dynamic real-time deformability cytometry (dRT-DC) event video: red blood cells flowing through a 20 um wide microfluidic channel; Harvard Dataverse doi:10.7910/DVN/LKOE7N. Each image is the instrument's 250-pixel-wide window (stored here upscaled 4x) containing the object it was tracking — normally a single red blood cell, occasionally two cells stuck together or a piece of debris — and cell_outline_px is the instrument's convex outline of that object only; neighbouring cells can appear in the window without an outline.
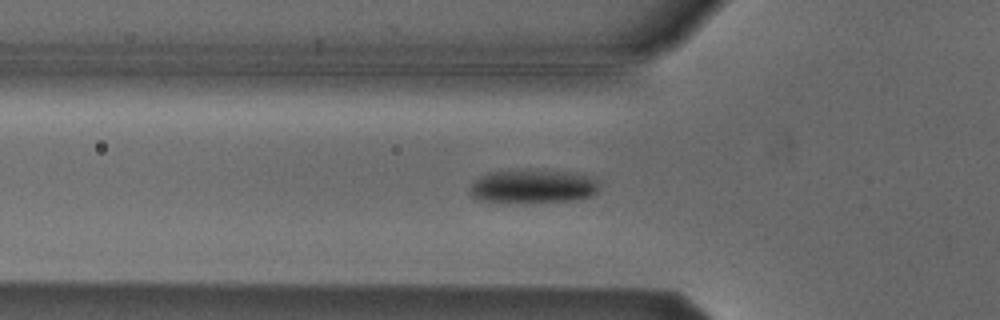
{"species": "Egyptian fruit bat (a non-hibernating species)", "species_latin": "Rousettus aegyptiacus", "temperature_condition": "cold", "stored_images_in_passage": 36, "camera_frame_rate_fps": 3000, "um_per_image_px": 0.085, "animal": {"sex": "male"}, "frame": {"image": 1, "passage_image": 4, "time_ms": 1.0, "image_size_px": [1000, 320], "cell_outline_px": [[600, 188], [592, 196], [580, 200], [500, 204], [480, 200], [472, 196], [468, 192], [468, 188], [480, 176], [488, 172], [584, 172], [596, 180], [600, 184]], "centroid_in_image_um": [45.32, 15.9], "position_along_channel_um": 80.5, "area_um2": 25.61}}
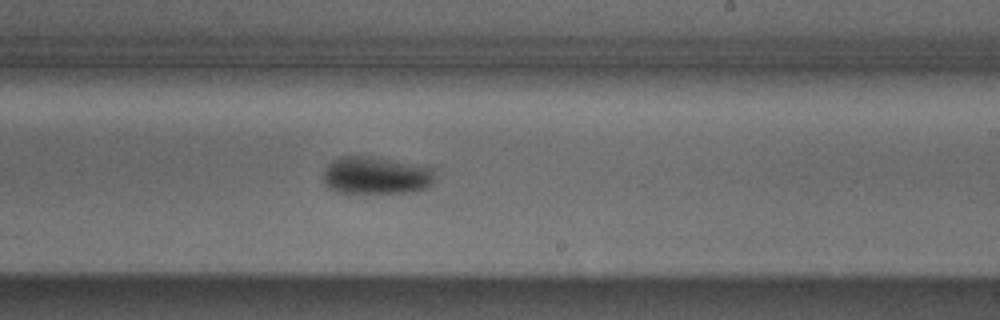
{"frame": {"image": 2, "passage_image": 18, "time_ms": 5.667, "image_size_px": [1000, 320], "cell_outline_px": [[436, 180], [428, 188], [416, 192], [336, 192], [328, 188], [324, 184], [324, 172], [328, 164], [332, 160], [340, 156], [368, 156], [432, 168], [436, 176]], "centroid_in_image_um": [31.97, 14.92], "position_along_channel_um": 257.0, "area_um2": 24.33}}
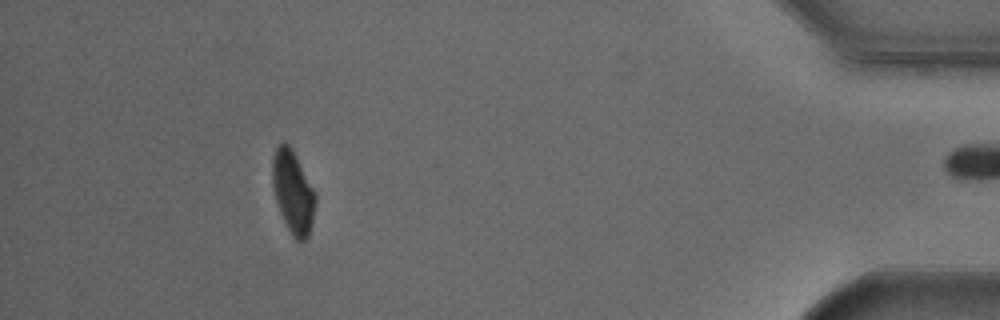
{"frame": {"image": 3, "passage_image": 35, "time_ms": 11.333, "image_size_px": [1000, 320], "cell_outline_px": [[316, 204], [308, 236], [304, 240], [296, 240], [292, 236], [280, 212], [272, 188], [272, 156], [276, 148], [280, 144], [288, 144], [316, 192]], "centroid_in_image_um": [24.89, 16.34], "position_along_channel_um": 410.3, "area_um2": 20.4}, "authors_computed_cell_mechanics": {"area_um2": 24.5939, "velocity_mm_per_s": 3.7861, "shape_relaxation_time_tau1_ms": 2.1787, "shape_relaxation_time_tau2_ms": null, "deformation_change_tau1": 0.0748, "deformation_change_tau2": null}}